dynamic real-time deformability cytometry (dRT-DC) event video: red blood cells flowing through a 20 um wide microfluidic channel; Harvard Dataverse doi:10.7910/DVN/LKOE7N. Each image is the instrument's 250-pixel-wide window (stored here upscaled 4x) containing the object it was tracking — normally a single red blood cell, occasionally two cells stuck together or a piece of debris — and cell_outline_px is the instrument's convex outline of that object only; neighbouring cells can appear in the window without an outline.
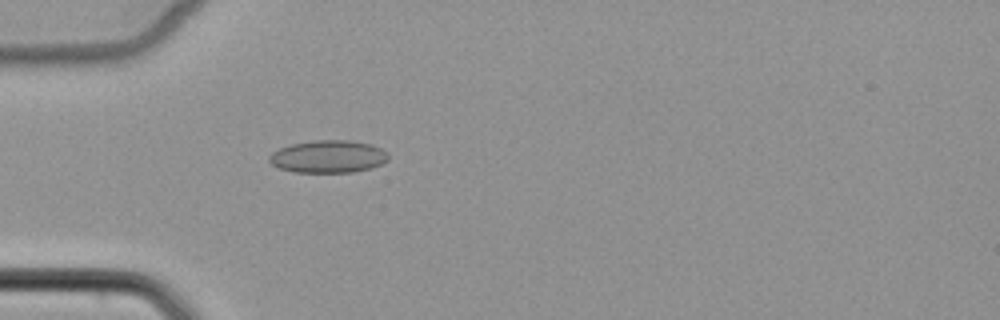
{"species": "common noctule bat (a hibernating species)", "species_latin": "Nyctalus noctula", "temperature_condition": "cold", "stored_images_in_passage": 1, "camera_frame_rate_fps": 3000, "um_per_image_px": 0.085, "animal": {"sex": "female", "body_mass_g": 22.7, "forearm_length_mm": 54.2}, "frame": {"image": 1, "passage_image": 1, "time_ms": 0.0, "image_size_px": [1000, 320], "cell_outline_px": [[388, 160], [372, 168], [352, 172], [292, 172], [280, 168], [272, 164], [268, 160], [268, 156], [272, 152], [280, 148], [292, 144], [316, 140], [352, 140], [372, 144], [380, 148], [388, 156]], "centroid_in_image_um": [27.89, 13.31], "position_along_channel_um": 57.1, "area_um2": 22.54}}